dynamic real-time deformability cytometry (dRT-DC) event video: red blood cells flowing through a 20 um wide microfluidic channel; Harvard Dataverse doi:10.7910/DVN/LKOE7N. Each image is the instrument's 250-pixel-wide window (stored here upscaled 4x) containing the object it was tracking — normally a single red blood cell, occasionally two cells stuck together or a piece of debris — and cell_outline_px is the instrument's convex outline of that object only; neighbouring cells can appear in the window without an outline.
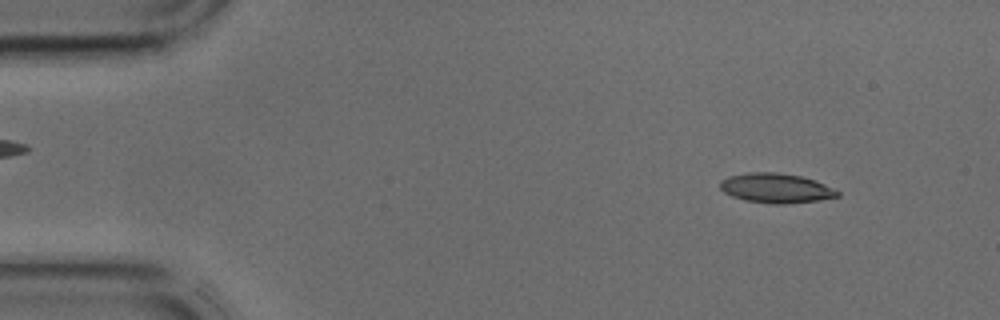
{"species": "common noctule bat (a hibernating species)", "species_latin": "Nyctalus noctula", "temperature_condition": "cold", "stored_images_in_passage": 42, "camera_frame_rate_fps": 3000, "um_per_image_px": 0.085, "animal": {"sex": "male", "body_mass_g": 17.9, "forearm_length_mm": 54.2}, "frame": {"image": 1, "passage_image": 4, "time_ms": 1.0, "image_size_px": [1000, 320], "cell_outline_px": [[840, 196], [820, 200], [784, 204], [772, 204], [744, 200], [732, 196], [724, 192], [720, 188], [720, 180], [728, 176], [748, 172], [776, 172], [800, 176], [816, 180], [840, 192]], "centroid_in_image_um": [65.95, 15.99], "position_along_channel_um": 19.1, "area_um2": 20.35}}
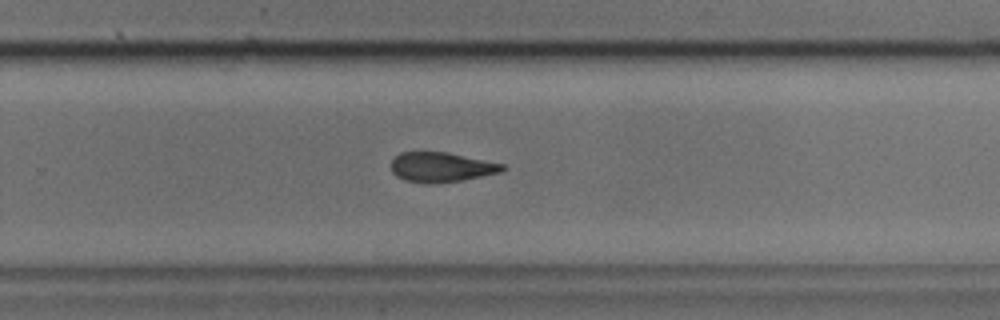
{"frame": {"image": 2, "passage_image": 27, "time_ms": 8.667, "image_size_px": [1000, 320], "cell_outline_px": [[508, 168], [500, 172], [460, 180], [428, 184], [404, 180], [396, 176], [392, 172], [392, 160], [400, 152], [448, 152], [504, 164]], "centroid_in_image_um": [37.5, 14.2], "position_along_channel_um": 292.3, "area_um2": 19.19}}
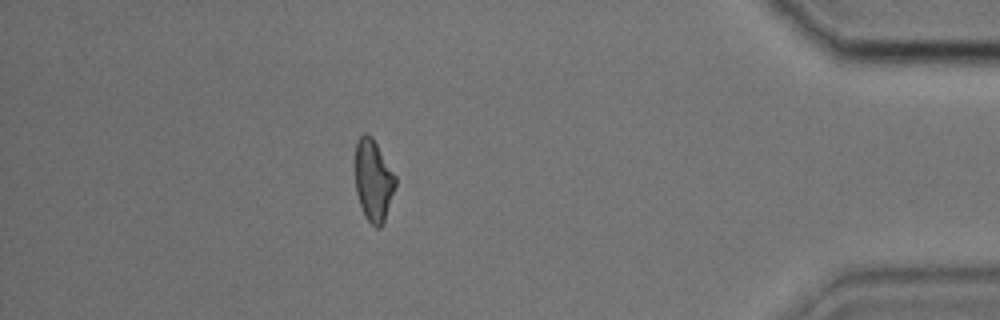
{"frame": {"image": 3, "passage_image": 37, "time_ms": 12.0, "image_size_px": [1000, 320], "cell_outline_px": [[396, 184], [384, 224], [380, 228], [376, 228], [364, 216], [356, 192], [356, 144], [360, 136], [364, 132], [368, 132], [372, 136], [396, 176]], "centroid_in_image_um": [31.75, 15.35], "position_along_channel_um": 403.5, "area_um2": 19.19}}